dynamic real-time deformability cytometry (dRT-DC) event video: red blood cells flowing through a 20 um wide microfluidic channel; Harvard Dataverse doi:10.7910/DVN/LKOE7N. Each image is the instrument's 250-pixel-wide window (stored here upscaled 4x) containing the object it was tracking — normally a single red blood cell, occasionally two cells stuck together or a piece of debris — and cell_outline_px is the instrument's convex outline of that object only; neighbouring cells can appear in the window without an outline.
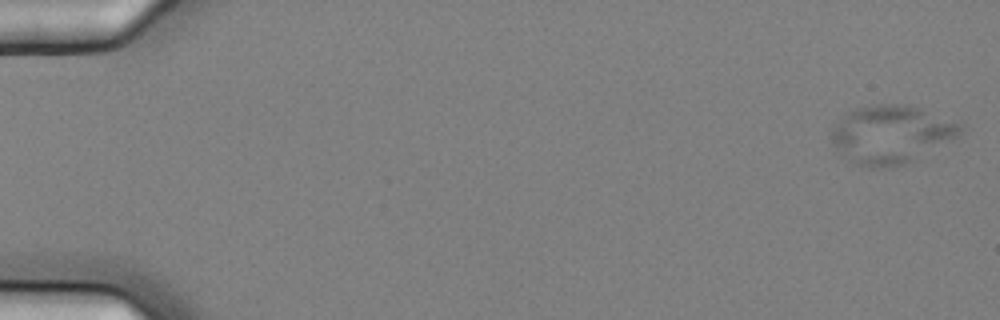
{"species": "common noctule bat (a hibernating species)", "species_latin": "Nyctalus noctula", "temperature_condition": "cold", "stored_images_in_passage": 6, "camera_frame_rate_fps": 3000, "um_per_image_px": 0.085, "animal": {"sex": "female", "body_mass_g": 25.1}, "frame": {"image": 1, "passage_image": 1, "time_ms": 0.0, "image_size_px": [1000, 320], "cell_outline_px": [[968, 128], [964, 132], [952, 140], [904, 164], [892, 168], [868, 168], [856, 164], [848, 160], [836, 148], [832, 140], [832, 124], [848, 112], [856, 108], [872, 104], [904, 104], [920, 108], [964, 124]], "centroid_in_image_um": [75.76, 11.42], "position_along_channel_um": 9.2, "area_um2": 43.99}}